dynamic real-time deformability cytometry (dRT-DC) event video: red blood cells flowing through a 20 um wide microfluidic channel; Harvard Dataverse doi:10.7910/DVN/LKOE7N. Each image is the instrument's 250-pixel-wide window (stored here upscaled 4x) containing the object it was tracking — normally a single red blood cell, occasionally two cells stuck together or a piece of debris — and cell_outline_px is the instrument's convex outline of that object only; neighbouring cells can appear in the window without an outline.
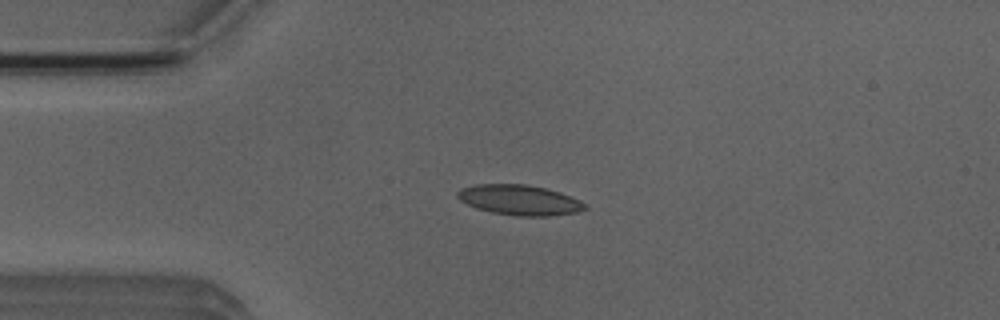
{"species": "Egyptian fruit bat (a non-hibernating species)", "species_latin": "Rousettus aegyptiacus", "temperature_condition": "room temperature", "stored_images_in_passage": 15, "camera_frame_rate_fps": 3000, "um_per_image_px": 0.085, "animal": {"sex": "male"}, "frame": {"image": 1, "passage_image": 12, "time_ms": 3.667, "image_size_px": [1000, 320], "cell_outline_px": [[588, 208], [576, 212], [548, 216], [516, 216], [492, 212], [476, 208], [460, 200], [456, 196], [456, 192], [460, 188], [476, 184], [524, 184], [544, 188], [568, 196], [588, 204]], "centroid_in_image_um": [44.11, 17.0], "position_along_channel_um": 40.9, "area_um2": 22.25}}